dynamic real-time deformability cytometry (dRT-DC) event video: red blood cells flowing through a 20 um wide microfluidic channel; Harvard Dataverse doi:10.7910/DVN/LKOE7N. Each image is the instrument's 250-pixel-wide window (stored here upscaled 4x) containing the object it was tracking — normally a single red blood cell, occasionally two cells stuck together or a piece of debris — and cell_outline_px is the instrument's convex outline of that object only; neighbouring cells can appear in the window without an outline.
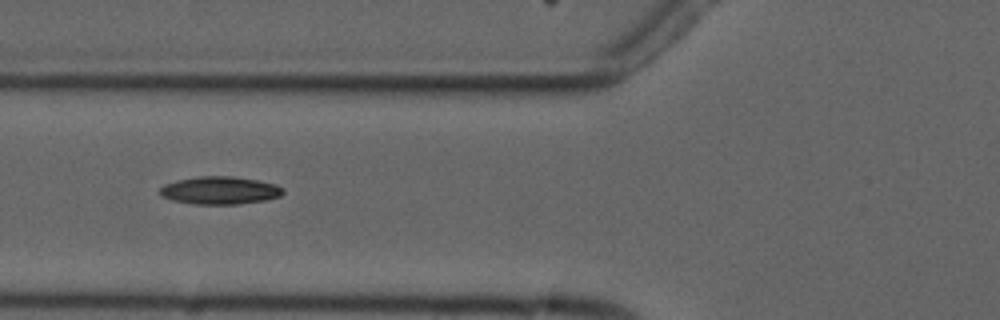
{"species": "common noctule bat (a hibernating species)", "species_latin": "Nyctalus noctula", "temperature_condition": "cold", "stored_images_in_passage": 4, "camera_frame_rate_fps": 3000, "um_per_image_px": 0.085, "animal": {"sex": "male", "forearm_length_mm": 52.5}, "frame": {"image": 1, "passage_image": 2, "time_ms": 1.0, "image_size_px": [1000, 320], "cell_outline_px": [[284, 192], [280, 196], [268, 200], [240, 204], [196, 204], [172, 200], [160, 196], [160, 188], [164, 184], [176, 180], [196, 176], [232, 176], [256, 180], [276, 184], [284, 188]], "centroid_in_image_um": [18.7, 16.18], "position_along_channel_um": 107.1, "area_um2": 20.11}}
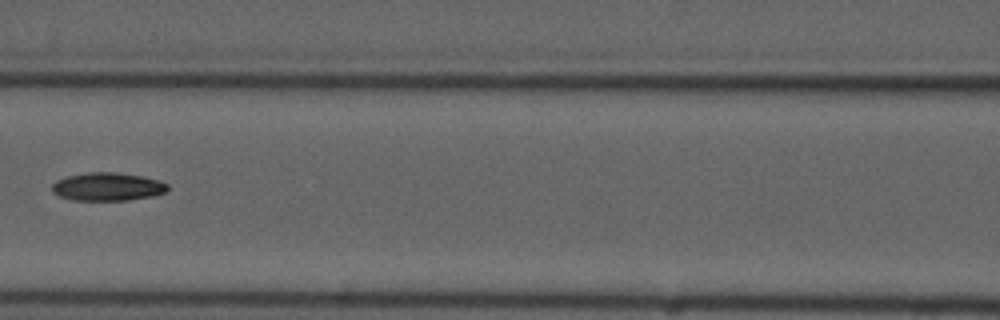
{"frame": {"image": 2, "passage_image": 3, "time_ms": 2.333, "image_size_px": [1000, 320], "cell_outline_px": [[168, 188], [164, 192], [152, 196], [128, 200], [72, 200], [60, 196], [52, 192], [52, 184], [56, 180], [68, 176], [88, 172], [116, 172], [140, 176], [160, 180], [168, 184]], "centroid_in_image_um": [9.13, 15.87], "position_along_channel_um": 157.5, "area_um2": 18.9}}
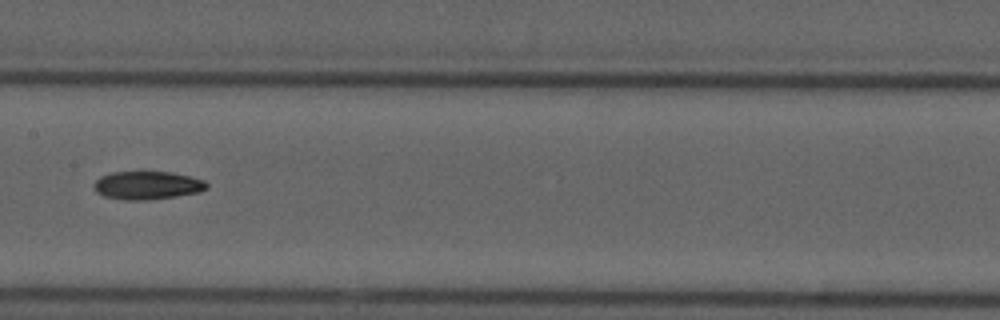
{"frame": {"image": 3, "passage_image": 4, "time_ms": 3.333, "image_size_px": [1000, 320], "cell_outline_px": [[208, 188], [200, 192], [176, 196], [148, 200], [124, 200], [104, 196], [96, 192], [96, 180], [100, 176], [112, 172], [172, 172], [204, 180], [208, 184]], "centroid_in_image_um": [12.55, 15.76], "position_along_channel_um": 194.9, "area_um2": 18.44}}